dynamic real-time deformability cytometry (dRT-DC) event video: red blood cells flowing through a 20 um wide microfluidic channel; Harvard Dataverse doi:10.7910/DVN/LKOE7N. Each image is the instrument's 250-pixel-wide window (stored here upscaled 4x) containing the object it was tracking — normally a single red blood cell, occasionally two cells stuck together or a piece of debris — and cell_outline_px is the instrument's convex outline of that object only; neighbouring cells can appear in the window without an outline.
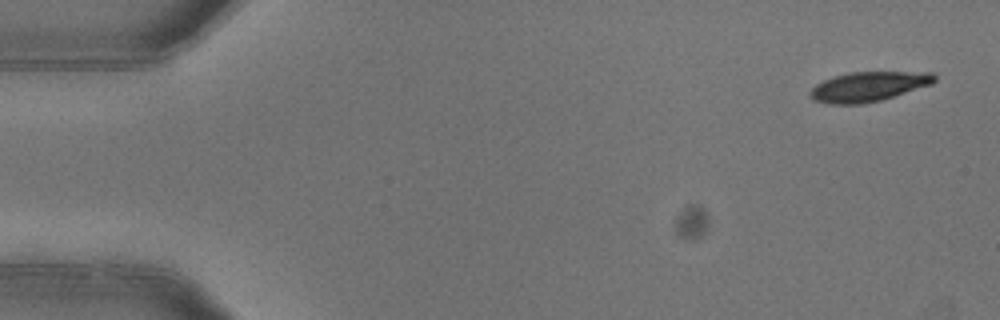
{"species": "common noctule bat (a hibernating species)", "species_latin": "Nyctalus noctula", "temperature_condition": "warm", "stored_images_in_passage": 6, "camera_frame_rate_fps": 3000, "um_per_image_px": 0.085, "animal": {"sex": "female"}, "frame": {"image": 1, "passage_image": 1, "time_ms": 0.0, "image_size_px": [1000, 320], "cell_outline_px": [[936, 80], [932, 84], [880, 100], [860, 104], [828, 104], [812, 100], [808, 92], [816, 84], [824, 80], [848, 72], [932, 72], [936, 76]], "centroid_in_image_um": [73.79, 7.36], "position_along_channel_um": 11.2, "area_um2": 21.44}}
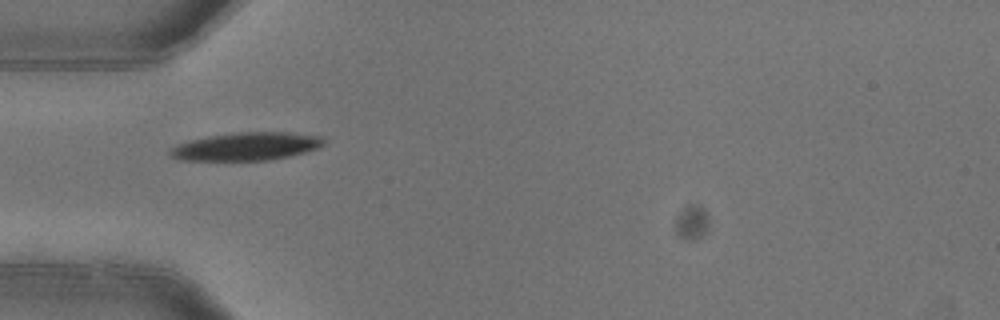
{"frame": {"image": 2, "passage_image": 5, "time_ms": 1.333, "image_size_px": [1000, 320], "cell_outline_px": [[324, 144], [316, 148], [304, 152], [288, 156], [268, 160], [180, 160], [172, 156], [168, 152], [176, 144], [188, 140], [208, 136], [236, 132], [288, 132], [320, 136], [324, 140]], "centroid_in_image_um": [20.9, 12.44], "position_along_channel_um": 64.1, "area_um2": 24.91}}